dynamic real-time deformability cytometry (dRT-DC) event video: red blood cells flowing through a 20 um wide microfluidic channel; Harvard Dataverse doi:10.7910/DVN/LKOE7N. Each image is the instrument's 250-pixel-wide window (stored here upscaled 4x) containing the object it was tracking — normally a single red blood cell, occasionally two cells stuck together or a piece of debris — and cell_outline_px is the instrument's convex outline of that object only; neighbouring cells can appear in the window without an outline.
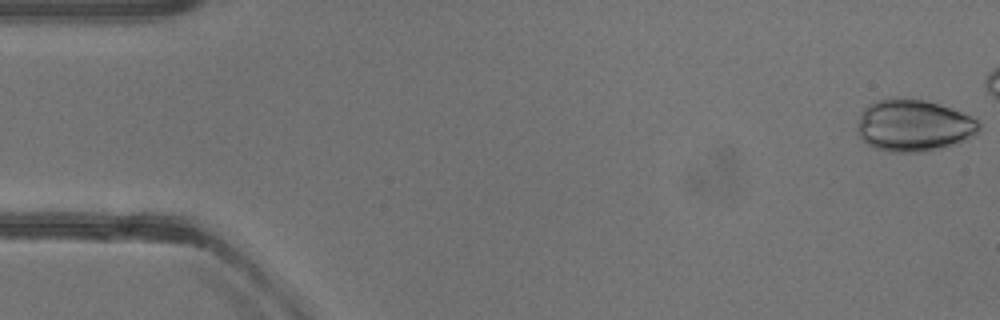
{"species": "common noctule bat (a hibernating species)", "species_latin": "Nyctalus noctula", "temperature_condition": "warm", "stored_images_in_passage": 16, "camera_frame_rate_fps": 3000, "um_per_image_px": 0.085, "animal": {"sex": "female"}, "frame": {"image": 1, "passage_image": 1, "time_ms": 0.0, "image_size_px": [1000, 320], "cell_outline_px": [[980, 132], [964, 140], [944, 148], [920, 152], [892, 152], [876, 148], [868, 144], [860, 136], [856, 128], [860, 112], [868, 104], [876, 100], [924, 100], [940, 104], [976, 116], [980, 120]], "centroid_in_image_um": [77.71, 10.68], "position_along_channel_um": 7.3, "area_um2": 36.88}}